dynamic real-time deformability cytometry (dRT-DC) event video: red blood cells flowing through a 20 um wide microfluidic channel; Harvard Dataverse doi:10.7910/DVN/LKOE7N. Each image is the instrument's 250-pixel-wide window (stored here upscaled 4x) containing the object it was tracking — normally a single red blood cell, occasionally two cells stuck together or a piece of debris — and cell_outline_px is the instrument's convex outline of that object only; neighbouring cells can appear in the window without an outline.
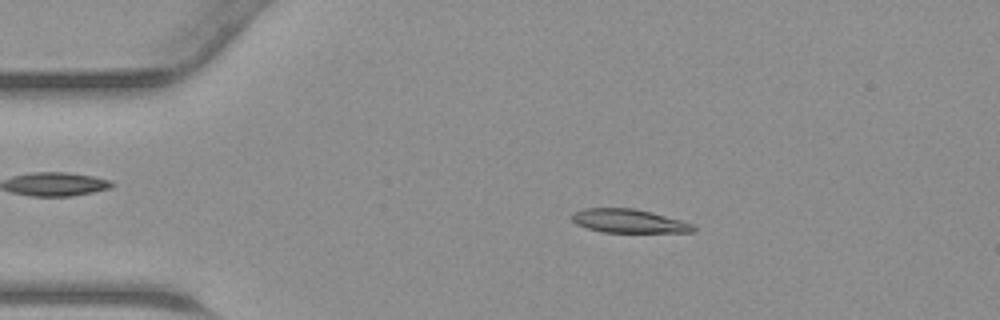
{"species": "common noctule bat (a hibernating species)", "species_latin": "Nyctalus noctula", "temperature_condition": "warm", "stored_images_in_passage": 44, "camera_frame_rate_fps": 3000, "um_per_image_px": 0.085, "animal": {"sex": "male", "body_mass_g": 23.1, "forearm_length_mm": 52.7}, "frame": {"image": 1, "passage_image": 8, "time_ms": 2.333, "image_size_px": [1000, 320], "cell_outline_px": [[696, 232], [600, 232], [576, 224], [572, 220], [572, 212], [584, 208], [632, 208], [652, 212], [680, 220], [692, 224], [696, 228]], "centroid_in_image_um": [53.42, 18.78], "position_along_channel_um": 31.6, "area_um2": 16.7}}
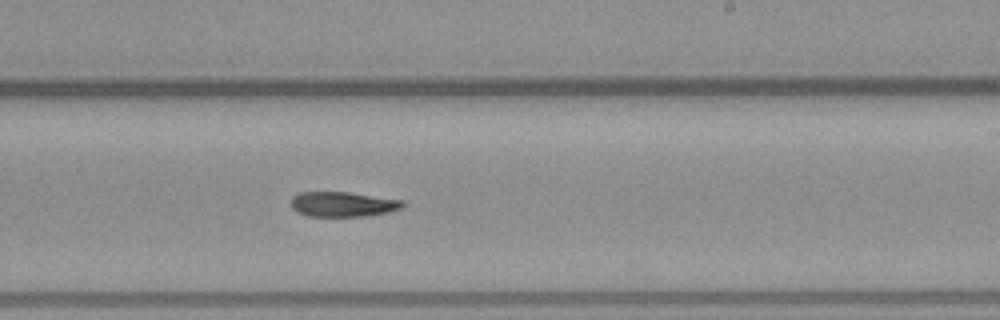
{"frame": {"image": 2, "passage_image": 26, "time_ms": 8.333, "image_size_px": [1000, 320], "cell_outline_px": [[404, 208], [388, 212], [364, 216], [308, 216], [296, 212], [292, 208], [292, 196], [300, 192], [348, 192], [404, 200]], "centroid_in_image_um": [29.15, 17.36], "position_along_channel_um": 259.8, "area_um2": 16.3}}
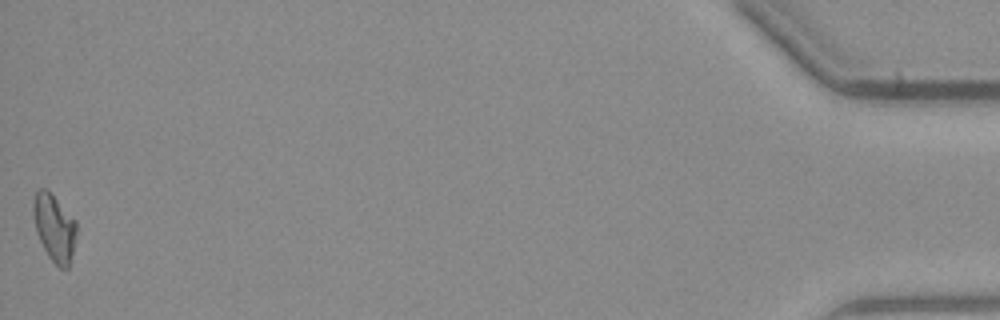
{"frame": {"image": 3, "passage_image": 44, "time_ms": 14.333, "image_size_px": [1000, 320], "cell_outline_px": [[76, 232], [72, 252], [68, 268], [60, 268], [48, 256], [36, 232], [32, 212], [32, 204], [36, 192], [40, 188], [48, 188], [76, 220]], "centroid_in_image_um": [4.6, 19.29], "position_along_channel_um": 430.6, "area_um2": 16.94}}